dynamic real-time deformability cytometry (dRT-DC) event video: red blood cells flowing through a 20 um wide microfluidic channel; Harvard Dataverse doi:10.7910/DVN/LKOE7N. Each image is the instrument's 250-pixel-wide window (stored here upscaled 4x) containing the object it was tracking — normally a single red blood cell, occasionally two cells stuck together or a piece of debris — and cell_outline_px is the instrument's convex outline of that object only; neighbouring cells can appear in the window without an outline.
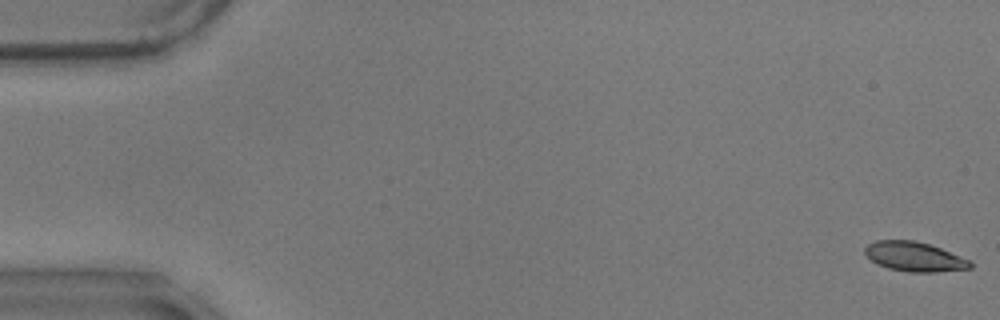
{"species": "common noctule bat (a hibernating species)", "species_latin": "Nyctalus noctula", "temperature_condition": "warm", "stored_images_in_passage": 59, "camera_frame_rate_fps": 3000, "um_per_image_px": 0.085, "animal": {"sex": "male", "body_mass_g": 17.9}, "frame": {"image": 1, "passage_image": 1, "time_ms": 0.0, "image_size_px": [1000, 320], "cell_outline_px": [[972, 268], [936, 272], [908, 272], [888, 268], [876, 264], [864, 252], [864, 248], [868, 244], [876, 240], [916, 240], [940, 248], [972, 260]], "centroid_in_image_um": [77.74, 21.82], "position_along_channel_um": 7.3, "area_um2": 18.21}}
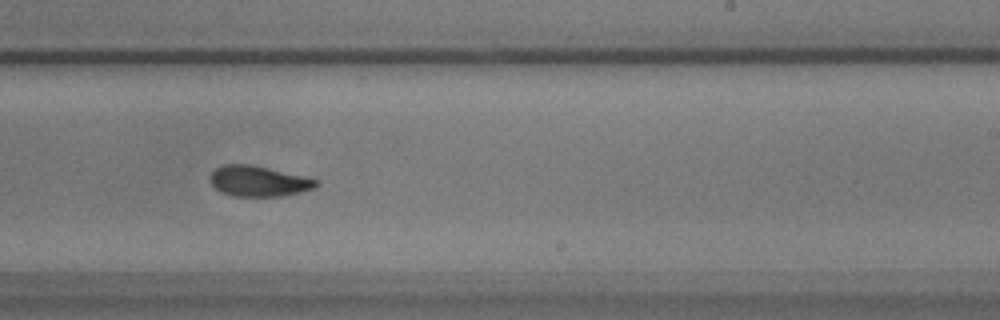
{"frame": {"image": 2, "passage_image": 36, "time_ms": 11.667, "image_size_px": [1000, 320], "cell_outline_px": [[320, 184], [316, 188], [300, 192], [280, 196], [232, 196], [216, 188], [212, 184], [212, 172], [216, 168], [224, 164], [252, 164], [304, 176], [316, 180]], "centroid_in_image_um": [22.02, 15.39], "position_along_channel_um": 267.0, "area_um2": 18.67}}
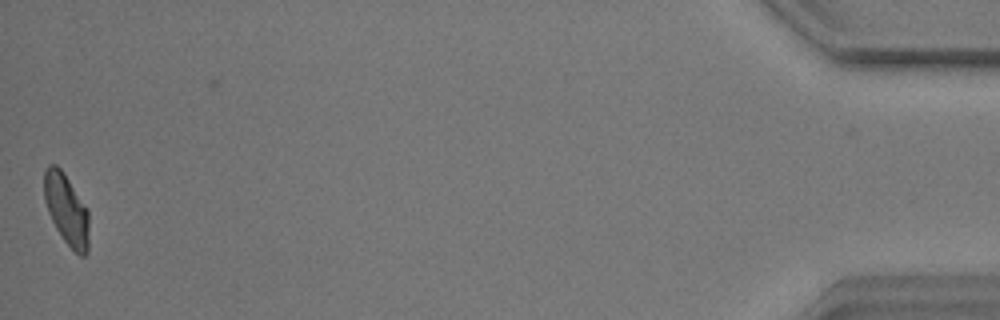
{"frame": {"image": 3, "passage_image": 58, "time_ms": 19.0, "image_size_px": [1000, 320], "cell_outline_px": [[88, 252], [84, 256], [80, 256], [64, 240], [56, 228], [48, 212], [44, 200], [44, 168], [48, 164], [56, 164], [64, 172], [88, 208]], "centroid_in_image_um": [5.64, 17.76], "position_along_channel_um": 429.6, "area_um2": 18.67}, "authors_computed_cell_mechanics": {"area_um2": 19.074, "velocity_mm_per_s": 3.4845, "shape_relaxation_time_tau1_ms": 7.2157, "shape_relaxation_time_tau2_ms": 2.0639, "deformation_change_tau1": 0.168, "deformation_change_tau2": 0.0775}}